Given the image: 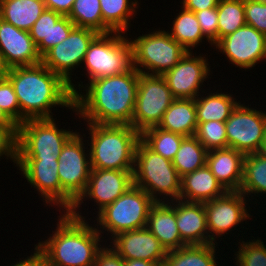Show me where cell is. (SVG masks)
I'll return each mask as SVG.
<instances>
[{
	"mask_svg": "<svg viewBox=\"0 0 266 266\" xmlns=\"http://www.w3.org/2000/svg\"><path fill=\"white\" fill-rule=\"evenodd\" d=\"M245 154L233 148L207 152L206 165L226 191H239L243 179Z\"/></svg>",
	"mask_w": 266,
	"mask_h": 266,
	"instance_id": "obj_21",
	"label": "cell"
},
{
	"mask_svg": "<svg viewBox=\"0 0 266 266\" xmlns=\"http://www.w3.org/2000/svg\"><path fill=\"white\" fill-rule=\"evenodd\" d=\"M185 136L163 130L158 126L146 129L140 134V140L154 153L173 161Z\"/></svg>",
	"mask_w": 266,
	"mask_h": 266,
	"instance_id": "obj_34",
	"label": "cell"
},
{
	"mask_svg": "<svg viewBox=\"0 0 266 266\" xmlns=\"http://www.w3.org/2000/svg\"><path fill=\"white\" fill-rule=\"evenodd\" d=\"M103 18V34L110 32H125L128 30L131 16L136 15L138 1L129 0H99Z\"/></svg>",
	"mask_w": 266,
	"mask_h": 266,
	"instance_id": "obj_29",
	"label": "cell"
},
{
	"mask_svg": "<svg viewBox=\"0 0 266 266\" xmlns=\"http://www.w3.org/2000/svg\"><path fill=\"white\" fill-rule=\"evenodd\" d=\"M9 72V67L6 65L2 52L0 51V78H5Z\"/></svg>",
	"mask_w": 266,
	"mask_h": 266,
	"instance_id": "obj_49",
	"label": "cell"
},
{
	"mask_svg": "<svg viewBox=\"0 0 266 266\" xmlns=\"http://www.w3.org/2000/svg\"><path fill=\"white\" fill-rule=\"evenodd\" d=\"M45 9L43 0H0V18L27 32Z\"/></svg>",
	"mask_w": 266,
	"mask_h": 266,
	"instance_id": "obj_27",
	"label": "cell"
},
{
	"mask_svg": "<svg viewBox=\"0 0 266 266\" xmlns=\"http://www.w3.org/2000/svg\"><path fill=\"white\" fill-rule=\"evenodd\" d=\"M122 34H98L89 44L83 61L89 81L123 74L133 67L132 44Z\"/></svg>",
	"mask_w": 266,
	"mask_h": 266,
	"instance_id": "obj_7",
	"label": "cell"
},
{
	"mask_svg": "<svg viewBox=\"0 0 266 266\" xmlns=\"http://www.w3.org/2000/svg\"><path fill=\"white\" fill-rule=\"evenodd\" d=\"M58 217L54 234L35 245L44 255L47 266H94L103 231L68 212Z\"/></svg>",
	"mask_w": 266,
	"mask_h": 266,
	"instance_id": "obj_3",
	"label": "cell"
},
{
	"mask_svg": "<svg viewBox=\"0 0 266 266\" xmlns=\"http://www.w3.org/2000/svg\"><path fill=\"white\" fill-rule=\"evenodd\" d=\"M166 202L157 201L153 204L149 211L146 227L164 248L170 251L184 247L187 244L181 239L177 228L175 200Z\"/></svg>",
	"mask_w": 266,
	"mask_h": 266,
	"instance_id": "obj_24",
	"label": "cell"
},
{
	"mask_svg": "<svg viewBox=\"0 0 266 266\" xmlns=\"http://www.w3.org/2000/svg\"><path fill=\"white\" fill-rule=\"evenodd\" d=\"M242 243L235 253L237 266H266V246L260 239Z\"/></svg>",
	"mask_w": 266,
	"mask_h": 266,
	"instance_id": "obj_38",
	"label": "cell"
},
{
	"mask_svg": "<svg viewBox=\"0 0 266 266\" xmlns=\"http://www.w3.org/2000/svg\"><path fill=\"white\" fill-rule=\"evenodd\" d=\"M77 132L63 147L58 157L61 187L76 201L85 191L91 171L90 156L84 149L83 136Z\"/></svg>",
	"mask_w": 266,
	"mask_h": 266,
	"instance_id": "obj_15",
	"label": "cell"
},
{
	"mask_svg": "<svg viewBox=\"0 0 266 266\" xmlns=\"http://www.w3.org/2000/svg\"><path fill=\"white\" fill-rule=\"evenodd\" d=\"M214 45L239 68L249 69L266 59V35L247 24Z\"/></svg>",
	"mask_w": 266,
	"mask_h": 266,
	"instance_id": "obj_16",
	"label": "cell"
},
{
	"mask_svg": "<svg viewBox=\"0 0 266 266\" xmlns=\"http://www.w3.org/2000/svg\"><path fill=\"white\" fill-rule=\"evenodd\" d=\"M109 245L124 260L141 259L162 266L168 251L147 227L122 232Z\"/></svg>",
	"mask_w": 266,
	"mask_h": 266,
	"instance_id": "obj_19",
	"label": "cell"
},
{
	"mask_svg": "<svg viewBox=\"0 0 266 266\" xmlns=\"http://www.w3.org/2000/svg\"><path fill=\"white\" fill-rule=\"evenodd\" d=\"M124 266H158L154 262L141 259L124 260Z\"/></svg>",
	"mask_w": 266,
	"mask_h": 266,
	"instance_id": "obj_48",
	"label": "cell"
},
{
	"mask_svg": "<svg viewBox=\"0 0 266 266\" xmlns=\"http://www.w3.org/2000/svg\"><path fill=\"white\" fill-rule=\"evenodd\" d=\"M94 266H124V259L112 248L102 247L96 255Z\"/></svg>",
	"mask_w": 266,
	"mask_h": 266,
	"instance_id": "obj_43",
	"label": "cell"
},
{
	"mask_svg": "<svg viewBox=\"0 0 266 266\" xmlns=\"http://www.w3.org/2000/svg\"><path fill=\"white\" fill-rule=\"evenodd\" d=\"M98 35L94 30L82 27H74L69 36L61 43L48 50L42 57L41 62L53 73L60 75L70 87L75 97L77 90L72 83L71 71L84 61L89 44Z\"/></svg>",
	"mask_w": 266,
	"mask_h": 266,
	"instance_id": "obj_11",
	"label": "cell"
},
{
	"mask_svg": "<svg viewBox=\"0 0 266 266\" xmlns=\"http://www.w3.org/2000/svg\"><path fill=\"white\" fill-rule=\"evenodd\" d=\"M18 127H0V157L3 155L17 165Z\"/></svg>",
	"mask_w": 266,
	"mask_h": 266,
	"instance_id": "obj_42",
	"label": "cell"
},
{
	"mask_svg": "<svg viewBox=\"0 0 266 266\" xmlns=\"http://www.w3.org/2000/svg\"><path fill=\"white\" fill-rule=\"evenodd\" d=\"M203 35L211 45L218 41L217 7L194 12Z\"/></svg>",
	"mask_w": 266,
	"mask_h": 266,
	"instance_id": "obj_41",
	"label": "cell"
},
{
	"mask_svg": "<svg viewBox=\"0 0 266 266\" xmlns=\"http://www.w3.org/2000/svg\"><path fill=\"white\" fill-rule=\"evenodd\" d=\"M245 197L240 191H226L223 195L204 202L209 244H216L217 236L219 238L220 235L227 234L240 222L250 218Z\"/></svg>",
	"mask_w": 266,
	"mask_h": 266,
	"instance_id": "obj_17",
	"label": "cell"
},
{
	"mask_svg": "<svg viewBox=\"0 0 266 266\" xmlns=\"http://www.w3.org/2000/svg\"><path fill=\"white\" fill-rule=\"evenodd\" d=\"M195 137L208 151L228 147L225 122L198 123Z\"/></svg>",
	"mask_w": 266,
	"mask_h": 266,
	"instance_id": "obj_37",
	"label": "cell"
},
{
	"mask_svg": "<svg viewBox=\"0 0 266 266\" xmlns=\"http://www.w3.org/2000/svg\"><path fill=\"white\" fill-rule=\"evenodd\" d=\"M68 18L76 27L88 28L103 34V18L99 0H75Z\"/></svg>",
	"mask_w": 266,
	"mask_h": 266,
	"instance_id": "obj_36",
	"label": "cell"
},
{
	"mask_svg": "<svg viewBox=\"0 0 266 266\" xmlns=\"http://www.w3.org/2000/svg\"><path fill=\"white\" fill-rule=\"evenodd\" d=\"M34 249L35 252L31 256L22 261L16 262L14 265L11 264L10 266H47L42 252L37 247Z\"/></svg>",
	"mask_w": 266,
	"mask_h": 266,
	"instance_id": "obj_46",
	"label": "cell"
},
{
	"mask_svg": "<svg viewBox=\"0 0 266 266\" xmlns=\"http://www.w3.org/2000/svg\"><path fill=\"white\" fill-rule=\"evenodd\" d=\"M174 99L163 76L140 73L131 126L140 134L158 126Z\"/></svg>",
	"mask_w": 266,
	"mask_h": 266,
	"instance_id": "obj_10",
	"label": "cell"
},
{
	"mask_svg": "<svg viewBox=\"0 0 266 266\" xmlns=\"http://www.w3.org/2000/svg\"><path fill=\"white\" fill-rule=\"evenodd\" d=\"M220 0H183L182 6L192 12L217 7Z\"/></svg>",
	"mask_w": 266,
	"mask_h": 266,
	"instance_id": "obj_45",
	"label": "cell"
},
{
	"mask_svg": "<svg viewBox=\"0 0 266 266\" xmlns=\"http://www.w3.org/2000/svg\"><path fill=\"white\" fill-rule=\"evenodd\" d=\"M176 224L187 245L209 244L206 212L203 202L175 200Z\"/></svg>",
	"mask_w": 266,
	"mask_h": 266,
	"instance_id": "obj_22",
	"label": "cell"
},
{
	"mask_svg": "<svg viewBox=\"0 0 266 266\" xmlns=\"http://www.w3.org/2000/svg\"><path fill=\"white\" fill-rule=\"evenodd\" d=\"M246 24L266 35V3L258 0H244Z\"/></svg>",
	"mask_w": 266,
	"mask_h": 266,
	"instance_id": "obj_40",
	"label": "cell"
},
{
	"mask_svg": "<svg viewBox=\"0 0 266 266\" xmlns=\"http://www.w3.org/2000/svg\"><path fill=\"white\" fill-rule=\"evenodd\" d=\"M155 201L143 189L132 185L113 203L98 212L100 229L111 233V237L146 227L149 211Z\"/></svg>",
	"mask_w": 266,
	"mask_h": 266,
	"instance_id": "obj_8",
	"label": "cell"
},
{
	"mask_svg": "<svg viewBox=\"0 0 266 266\" xmlns=\"http://www.w3.org/2000/svg\"><path fill=\"white\" fill-rule=\"evenodd\" d=\"M195 99H174L164 112L159 128L185 137L195 136L197 130Z\"/></svg>",
	"mask_w": 266,
	"mask_h": 266,
	"instance_id": "obj_26",
	"label": "cell"
},
{
	"mask_svg": "<svg viewBox=\"0 0 266 266\" xmlns=\"http://www.w3.org/2000/svg\"><path fill=\"white\" fill-rule=\"evenodd\" d=\"M54 120L27 119L18 126L17 160H58L77 132L59 129Z\"/></svg>",
	"mask_w": 266,
	"mask_h": 266,
	"instance_id": "obj_6",
	"label": "cell"
},
{
	"mask_svg": "<svg viewBox=\"0 0 266 266\" xmlns=\"http://www.w3.org/2000/svg\"><path fill=\"white\" fill-rule=\"evenodd\" d=\"M130 42L132 44L133 67L143 74L163 76L188 52L165 30L142 34Z\"/></svg>",
	"mask_w": 266,
	"mask_h": 266,
	"instance_id": "obj_9",
	"label": "cell"
},
{
	"mask_svg": "<svg viewBox=\"0 0 266 266\" xmlns=\"http://www.w3.org/2000/svg\"><path fill=\"white\" fill-rule=\"evenodd\" d=\"M31 186L45 198L46 204L62 207L69 212L75 200L61 187L58 160H17L16 165Z\"/></svg>",
	"mask_w": 266,
	"mask_h": 266,
	"instance_id": "obj_14",
	"label": "cell"
},
{
	"mask_svg": "<svg viewBox=\"0 0 266 266\" xmlns=\"http://www.w3.org/2000/svg\"><path fill=\"white\" fill-rule=\"evenodd\" d=\"M226 190L205 165L181 177L179 199L187 202H207L223 195Z\"/></svg>",
	"mask_w": 266,
	"mask_h": 266,
	"instance_id": "obj_25",
	"label": "cell"
},
{
	"mask_svg": "<svg viewBox=\"0 0 266 266\" xmlns=\"http://www.w3.org/2000/svg\"><path fill=\"white\" fill-rule=\"evenodd\" d=\"M192 52H187L163 75L175 99H196L202 83L209 76L210 67L206 58L199 55L194 57Z\"/></svg>",
	"mask_w": 266,
	"mask_h": 266,
	"instance_id": "obj_18",
	"label": "cell"
},
{
	"mask_svg": "<svg viewBox=\"0 0 266 266\" xmlns=\"http://www.w3.org/2000/svg\"><path fill=\"white\" fill-rule=\"evenodd\" d=\"M241 193L248 195L266 193V156L259 152L246 154L244 158Z\"/></svg>",
	"mask_w": 266,
	"mask_h": 266,
	"instance_id": "obj_32",
	"label": "cell"
},
{
	"mask_svg": "<svg viewBox=\"0 0 266 266\" xmlns=\"http://www.w3.org/2000/svg\"><path fill=\"white\" fill-rule=\"evenodd\" d=\"M75 24L68 18L53 10L45 9L29 30L39 55L65 40Z\"/></svg>",
	"mask_w": 266,
	"mask_h": 266,
	"instance_id": "obj_23",
	"label": "cell"
},
{
	"mask_svg": "<svg viewBox=\"0 0 266 266\" xmlns=\"http://www.w3.org/2000/svg\"><path fill=\"white\" fill-rule=\"evenodd\" d=\"M217 12L218 40L246 24L244 0H220Z\"/></svg>",
	"mask_w": 266,
	"mask_h": 266,
	"instance_id": "obj_35",
	"label": "cell"
},
{
	"mask_svg": "<svg viewBox=\"0 0 266 266\" xmlns=\"http://www.w3.org/2000/svg\"><path fill=\"white\" fill-rule=\"evenodd\" d=\"M90 131L91 169L134 171L140 133L126 124H92Z\"/></svg>",
	"mask_w": 266,
	"mask_h": 266,
	"instance_id": "obj_4",
	"label": "cell"
},
{
	"mask_svg": "<svg viewBox=\"0 0 266 266\" xmlns=\"http://www.w3.org/2000/svg\"><path fill=\"white\" fill-rule=\"evenodd\" d=\"M140 72L129 71L87 83L86 94L77 92L72 111L92 124L131 125Z\"/></svg>",
	"mask_w": 266,
	"mask_h": 266,
	"instance_id": "obj_1",
	"label": "cell"
},
{
	"mask_svg": "<svg viewBox=\"0 0 266 266\" xmlns=\"http://www.w3.org/2000/svg\"><path fill=\"white\" fill-rule=\"evenodd\" d=\"M215 93L195 99L197 123L208 121L226 122L232 111L239 104L232 95Z\"/></svg>",
	"mask_w": 266,
	"mask_h": 266,
	"instance_id": "obj_28",
	"label": "cell"
},
{
	"mask_svg": "<svg viewBox=\"0 0 266 266\" xmlns=\"http://www.w3.org/2000/svg\"><path fill=\"white\" fill-rule=\"evenodd\" d=\"M215 244L186 245L170 250L162 266H217Z\"/></svg>",
	"mask_w": 266,
	"mask_h": 266,
	"instance_id": "obj_30",
	"label": "cell"
},
{
	"mask_svg": "<svg viewBox=\"0 0 266 266\" xmlns=\"http://www.w3.org/2000/svg\"><path fill=\"white\" fill-rule=\"evenodd\" d=\"M133 185L145 190L155 201H171L179 199L181 177L172 161L154 153L141 140L135 152ZM165 195L163 199L158 195ZM169 196V198H168Z\"/></svg>",
	"mask_w": 266,
	"mask_h": 266,
	"instance_id": "obj_5",
	"label": "cell"
},
{
	"mask_svg": "<svg viewBox=\"0 0 266 266\" xmlns=\"http://www.w3.org/2000/svg\"><path fill=\"white\" fill-rule=\"evenodd\" d=\"M6 77L13 84L20 106V125L27 119L53 118L51 108L74 107L69 84L42 62L9 69Z\"/></svg>",
	"mask_w": 266,
	"mask_h": 266,
	"instance_id": "obj_2",
	"label": "cell"
},
{
	"mask_svg": "<svg viewBox=\"0 0 266 266\" xmlns=\"http://www.w3.org/2000/svg\"><path fill=\"white\" fill-rule=\"evenodd\" d=\"M0 127H18V125L0 107Z\"/></svg>",
	"mask_w": 266,
	"mask_h": 266,
	"instance_id": "obj_47",
	"label": "cell"
},
{
	"mask_svg": "<svg viewBox=\"0 0 266 266\" xmlns=\"http://www.w3.org/2000/svg\"><path fill=\"white\" fill-rule=\"evenodd\" d=\"M75 0H43L46 9L53 10L63 16H68L71 12Z\"/></svg>",
	"mask_w": 266,
	"mask_h": 266,
	"instance_id": "obj_44",
	"label": "cell"
},
{
	"mask_svg": "<svg viewBox=\"0 0 266 266\" xmlns=\"http://www.w3.org/2000/svg\"><path fill=\"white\" fill-rule=\"evenodd\" d=\"M228 147L243 154L260 151L266 131V112L239 103L225 122Z\"/></svg>",
	"mask_w": 266,
	"mask_h": 266,
	"instance_id": "obj_12",
	"label": "cell"
},
{
	"mask_svg": "<svg viewBox=\"0 0 266 266\" xmlns=\"http://www.w3.org/2000/svg\"><path fill=\"white\" fill-rule=\"evenodd\" d=\"M207 152L195 136L185 137L172 161L180 177L204 167Z\"/></svg>",
	"mask_w": 266,
	"mask_h": 266,
	"instance_id": "obj_31",
	"label": "cell"
},
{
	"mask_svg": "<svg viewBox=\"0 0 266 266\" xmlns=\"http://www.w3.org/2000/svg\"><path fill=\"white\" fill-rule=\"evenodd\" d=\"M259 153L262 154L263 156H266V131H265V137L263 140V144H262V147H261Z\"/></svg>",
	"mask_w": 266,
	"mask_h": 266,
	"instance_id": "obj_50",
	"label": "cell"
},
{
	"mask_svg": "<svg viewBox=\"0 0 266 266\" xmlns=\"http://www.w3.org/2000/svg\"><path fill=\"white\" fill-rule=\"evenodd\" d=\"M133 185V171L91 169L85 191L75 201L68 212L72 217L85 220L79 211L83 199H93L98 212L113 203Z\"/></svg>",
	"mask_w": 266,
	"mask_h": 266,
	"instance_id": "obj_13",
	"label": "cell"
},
{
	"mask_svg": "<svg viewBox=\"0 0 266 266\" xmlns=\"http://www.w3.org/2000/svg\"><path fill=\"white\" fill-rule=\"evenodd\" d=\"M0 51L10 68L41 63V56L30 33L0 18Z\"/></svg>",
	"mask_w": 266,
	"mask_h": 266,
	"instance_id": "obj_20",
	"label": "cell"
},
{
	"mask_svg": "<svg viewBox=\"0 0 266 266\" xmlns=\"http://www.w3.org/2000/svg\"><path fill=\"white\" fill-rule=\"evenodd\" d=\"M0 107L19 126L20 106L11 81L0 78Z\"/></svg>",
	"mask_w": 266,
	"mask_h": 266,
	"instance_id": "obj_39",
	"label": "cell"
},
{
	"mask_svg": "<svg viewBox=\"0 0 266 266\" xmlns=\"http://www.w3.org/2000/svg\"><path fill=\"white\" fill-rule=\"evenodd\" d=\"M182 8V11L173 20L172 31L168 34L188 52H191L192 48L201 44L202 39L206 37L201 31L195 13L184 7Z\"/></svg>",
	"mask_w": 266,
	"mask_h": 266,
	"instance_id": "obj_33",
	"label": "cell"
}]
</instances>
